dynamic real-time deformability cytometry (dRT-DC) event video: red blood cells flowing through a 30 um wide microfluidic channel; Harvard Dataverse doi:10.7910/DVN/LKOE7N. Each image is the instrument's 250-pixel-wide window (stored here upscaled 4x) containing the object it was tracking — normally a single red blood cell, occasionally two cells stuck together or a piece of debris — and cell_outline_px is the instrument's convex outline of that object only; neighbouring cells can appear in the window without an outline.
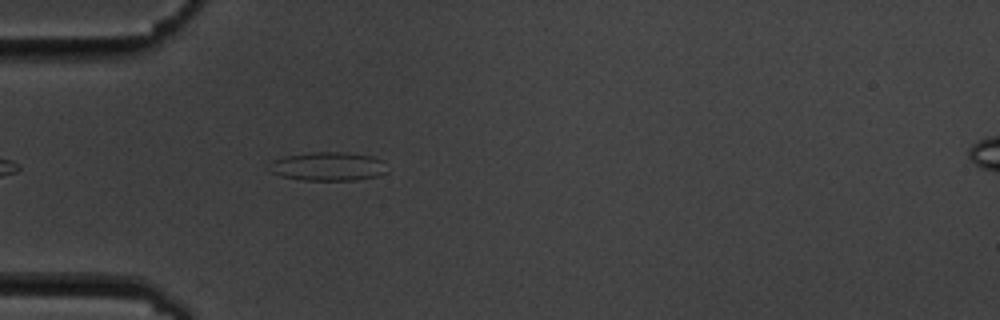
{"species": "common noctule bat (a hibernating species)", "species_latin": "Nyctalus noctula", "temperature_condition": "cold", "stored_images_in_passage": 2, "camera_frame_rate_fps": 3000, "um_per_image_px": 0.085, "animal": {"sex": "male", "body_mass_g": 19.5, "forearm_length_mm": 54.6}, "frame": {"image": 1, "passage_image": 2, "time_ms": 1.0, "image_size_px": [1000, 320], "cell_outline_px": [[388, 172], [380, 176], [356, 180], [304, 180], [280, 176], [272, 172], [272, 160], [284, 156], [312, 152], [344, 152], [372, 156], [384, 160]], "centroid_in_image_um": [27.97, 14.14], "position_along_channel_um": 57.0, "area_um2": 19.83}}